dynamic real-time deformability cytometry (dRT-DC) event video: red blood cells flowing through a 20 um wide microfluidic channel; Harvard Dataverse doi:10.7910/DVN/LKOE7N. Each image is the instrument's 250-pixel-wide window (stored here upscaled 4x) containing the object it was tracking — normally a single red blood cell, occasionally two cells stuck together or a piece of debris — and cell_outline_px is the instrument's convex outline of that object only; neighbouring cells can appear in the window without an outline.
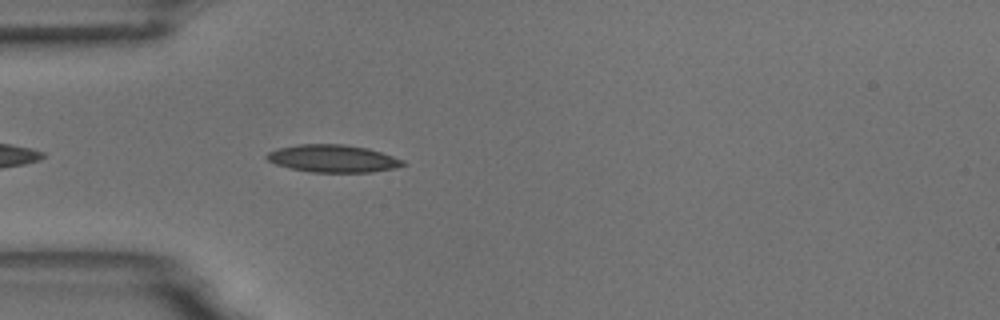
{"species": "common noctule bat (a hibernating species)", "species_latin": "Nyctalus noctula", "temperature_condition": "room temperature", "stored_images_in_passage": 5, "camera_frame_rate_fps": 3000, "um_per_image_px": 0.085, "animal": {"sex": "male", "body_mass_g": 18.8}, "frame": {"image": 1, "passage_image": 5, "time_ms": 4.333, "image_size_px": [1000, 320], "cell_outline_px": [[408, 164], [396, 168], [372, 172], [312, 172], [288, 168], [276, 164], [268, 160], [264, 156], [268, 152], [276, 148], [296, 144], [344, 144], [368, 148], [404, 160]], "centroid_in_image_um": [28.29, 13.47], "position_along_channel_um": 56.7, "area_um2": 22.02}}